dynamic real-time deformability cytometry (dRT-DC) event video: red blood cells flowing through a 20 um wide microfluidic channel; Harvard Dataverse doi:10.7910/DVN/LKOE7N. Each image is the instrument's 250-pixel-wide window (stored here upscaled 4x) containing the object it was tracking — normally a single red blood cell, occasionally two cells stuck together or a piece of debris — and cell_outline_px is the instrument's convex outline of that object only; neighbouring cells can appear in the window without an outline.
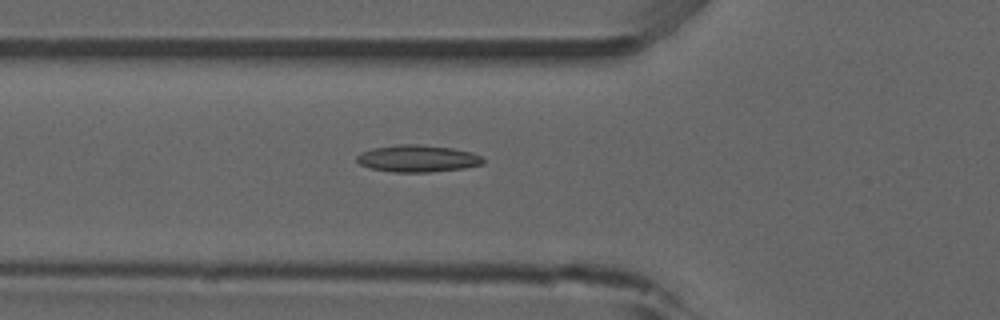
{"species": "common noctule bat (a hibernating species)", "species_latin": "Nyctalus noctula", "temperature_condition": "room temperature", "stored_images_in_passage": 49, "camera_frame_rate_fps": 3000, "um_per_image_px": 0.085, "animal": {"sex": "male", "forearm_length_mm": 52.5}, "frame": {"image": 1, "passage_image": 15, "time_ms": 4.667, "image_size_px": [1000, 320], "cell_outline_px": [[484, 164], [464, 168], [428, 172], [392, 172], [368, 168], [360, 164], [356, 160], [356, 156], [360, 152], [372, 148], [396, 144], [420, 144], [452, 148], [472, 152], [480, 156], [484, 160]], "centroid_in_image_um": [35.46, 13.47], "position_along_channel_um": 90.3, "area_um2": 20.06}, "authors_computed_cell_mechanics": {"area_um2": 18.3226, "velocity_mm_per_s": 3.9231, "shape_relaxation_time_tau1_ms": null, "shape_relaxation_time_tau2_ms": 3.3187, "deformation_change_tau1": null, "deformation_change_tau2": 0.1128}}